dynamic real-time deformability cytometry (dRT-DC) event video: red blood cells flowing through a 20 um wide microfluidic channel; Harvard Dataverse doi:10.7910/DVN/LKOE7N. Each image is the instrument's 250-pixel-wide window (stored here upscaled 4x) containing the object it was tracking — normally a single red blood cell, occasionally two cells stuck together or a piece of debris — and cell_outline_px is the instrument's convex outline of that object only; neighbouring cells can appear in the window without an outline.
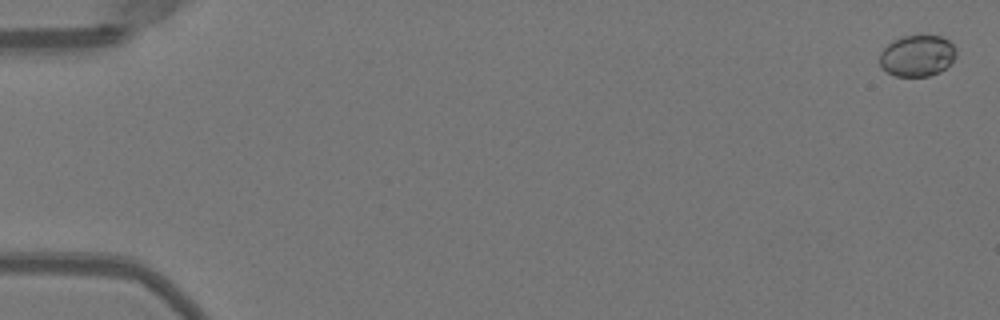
{"species": "Egyptian fruit bat (a non-hibernating species)", "species_latin": "Rousettus aegyptiacus", "temperature_condition": "warm", "stored_images_in_passage": 53, "camera_frame_rate_fps": 3000, "um_per_image_px": 0.085, "animal": {"sex": "female"}, "frame": {"image": 1, "passage_image": 2, "time_ms": 0.333, "image_size_px": [1000, 320], "cell_outline_px": [[956, 56], [940, 72], [928, 76], [896, 76], [880, 68], [880, 52], [892, 40], [904, 36], [940, 36], [948, 40], [956, 48]], "centroid_in_image_um": [77.94, 4.74], "position_along_channel_um": 7.1, "area_um2": 18.32}}
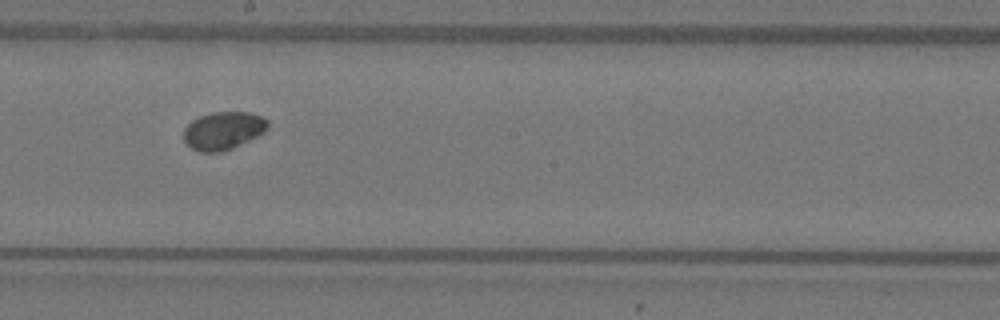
{"frame": {"image": 2, "passage_image": 31, "time_ms": 10.0, "image_size_px": [1000, 320], "cell_outline_px": [[268, 128], [256, 136], [232, 148], [220, 152], [200, 152], [192, 148], [184, 140], [184, 128], [192, 120], [200, 116], [212, 112], [248, 112], [264, 116], [268, 120]], "centroid_in_image_um": [18.98, 11.09], "position_along_channel_um": 229.2, "area_um2": 18.44}}
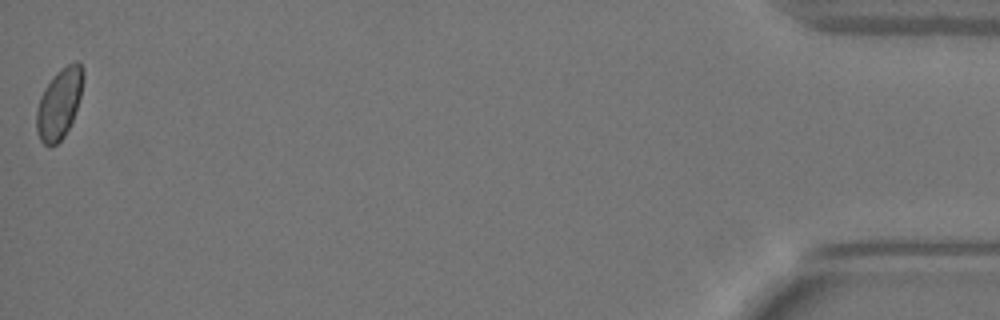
{"frame": {"image": 3, "passage_image": 53, "time_ms": 17.333, "image_size_px": [1000, 320], "cell_outline_px": [[84, 76], [80, 96], [72, 120], [64, 136], [56, 144], [44, 144], [40, 140], [36, 132], [36, 108], [40, 96], [44, 88], [52, 76], [60, 68], [76, 60], [84, 68]], "centroid_in_image_um": [5.02, 8.76], "position_along_channel_um": 430.2, "area_um2": 19.13}}